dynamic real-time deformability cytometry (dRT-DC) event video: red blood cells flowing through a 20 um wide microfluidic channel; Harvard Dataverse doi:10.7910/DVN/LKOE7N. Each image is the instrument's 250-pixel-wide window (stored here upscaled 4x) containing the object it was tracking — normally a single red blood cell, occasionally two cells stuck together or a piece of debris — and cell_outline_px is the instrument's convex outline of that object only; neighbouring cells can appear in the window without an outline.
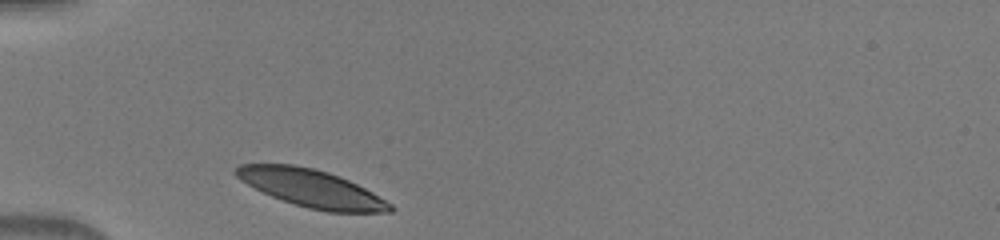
{"species": "human", "species_latin": "Homo sapiens", "temperature_condition": "warm", "stored_images_in_passage": 29, "camera_frame_rate_fps": 3000, "um_per_image_px": 0.085, "donor": {"sex": "male"}, "frame": {"image": 1, "passage_image": 1, "time_ms": 0.0, "image_size_px": [1000, 240], "cell_outline_px": [[392, 212], [328, 212], [308, 208], [272, 196], [240, 180], [232, 172], [240, 164], [292, 164], [312, 168], [328, 172], [348, 180], [372, 192], [392, 204]], "centroid_in_image_um": [26.46, 16.0], "position_along_channel_um": 58.5, "area_um2": 33.29}}
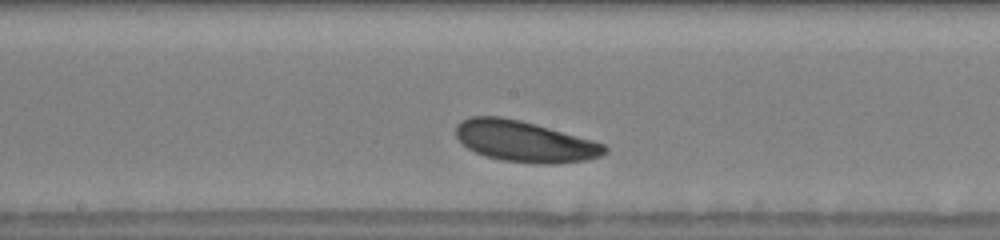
{"frame": {"image": 2, "passage_image": 13, "time_ms": 4.0, "image_size_px": [1000, 240], "cell_outline_px": [[608, 152], [600, 156], [588, 160], [556, 164], [532, 164], [500, 160], [484, 156], [468, 148], [456, 136], [456, 124], [460, 120], [468, 116], [500, 116], [520, 120], [536, 124], [592, 140], [604, 144], [608, 148]], "centroid_in_image_um": [44.59, 12.03], "position_along_channel_um": 203.6, "area_um2": 35.84}}
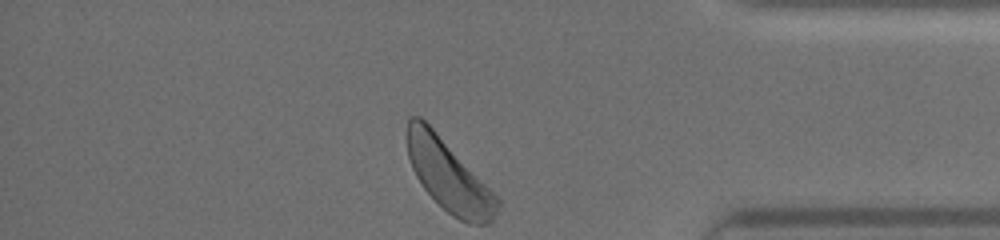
{"frame": {"image": 3, "passage_image": 29, "time_ms": 9.333, "image_size_px": [1000, 240], "cell_outline_px": [[500, 204], [492, 220], [488, 224], [468, 224], [452, 216], [424, 188], [416, 176], [412, 168], [408, 156], [408, 116], [420, 116], [432, 128], [500, 200]], "centroid_in_image_um": [38.13, 14.97], "position_along_channel_um": 397.1, "area_um2": 36.3}}